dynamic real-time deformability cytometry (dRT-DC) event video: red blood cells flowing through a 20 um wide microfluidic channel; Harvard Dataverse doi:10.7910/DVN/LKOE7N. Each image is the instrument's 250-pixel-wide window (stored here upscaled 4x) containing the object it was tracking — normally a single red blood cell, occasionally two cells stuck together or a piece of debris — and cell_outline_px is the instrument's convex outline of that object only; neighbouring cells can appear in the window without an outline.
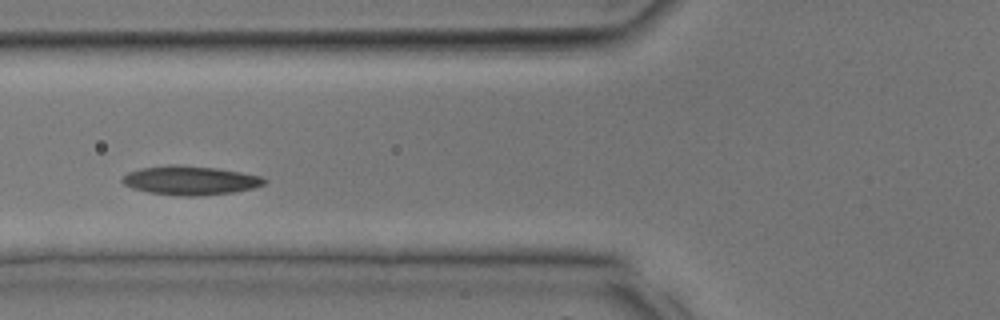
{"species": "common noctule bat (a hibernating species)", "species_latin": "Nyctalus noctula", "temperature_condition": "room temperature", "stored_images_in_passage": 27, "camera_frame_rate_fps": 3000, "um_per_image_px": 0.085, "animal": {"sex": "male", "body_mass_g": 17.9, "forearm_length_mm": 54.2}, "frame": {"image": 1, "passage_image": 7, "time_ms": 2.0, "image_size_px": [1000, 320], "cell_outline_px": [[268, 180], [264, 184], [252, 188], [232, 192], [196, 196], [180, 196], [148, 192], [132, 188], [124, 184], [120, 180], [128, 172], [140, 168], [168, 164], [176, 164], [216, 168], [240, 172], [260, 176]], "centroid_in_image_um": [16.13, 15.32], "position_along_channel_um": 109.7, "area_um2": 23.93}}
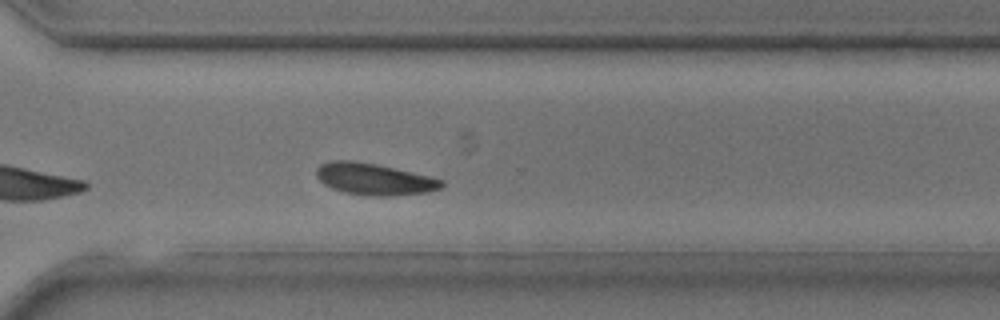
{"frame": {"image": 2, "passage_image": 18, "time_ms": 5.667, "image_size_px": [1000, 320], "cell_outline_px": [[444, 188], [428, 192], [392, 196], [376, 196], [344, 192], [332, 188], [324, 184], [316, 176], [316, 168], [320, 164], [328, 160], [352, 160], [376, 164], [396, 168], [444, 180]], "centroid_in_image_um": [31.81, 15.22], "position_along_channel_um": 338.8, "area_um2": 23.24}}
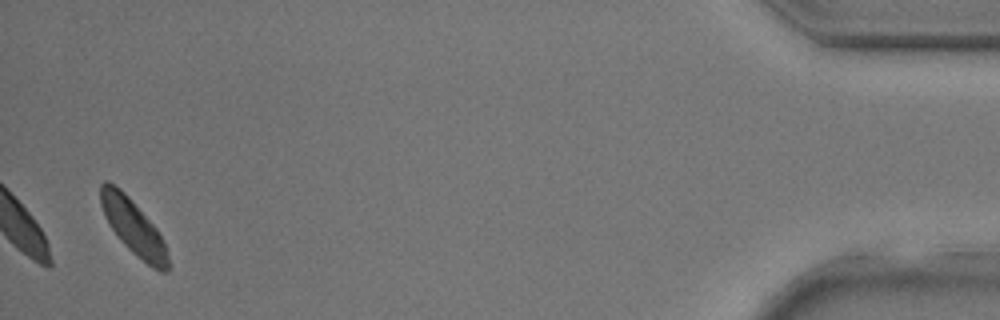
{"frame": {"image": 3, "passage_image": 26, "time_ms": 8.333, "image_size_px": [1000, 320], "cell_outline_px": [[168, 272], [160, 272], [152, 268], [132, 252], [120, 240], [108, 224], [104, 216], [100, 204], [100, 184], [104, 180], [108, 180], [120, 188], [128, 196], [156, 228], [164, 244], [168, 256]], "centroid_in_image_um": [11.29, 19.28], "position_along_channel_um": 423.9, "area_um2": 21.5}}